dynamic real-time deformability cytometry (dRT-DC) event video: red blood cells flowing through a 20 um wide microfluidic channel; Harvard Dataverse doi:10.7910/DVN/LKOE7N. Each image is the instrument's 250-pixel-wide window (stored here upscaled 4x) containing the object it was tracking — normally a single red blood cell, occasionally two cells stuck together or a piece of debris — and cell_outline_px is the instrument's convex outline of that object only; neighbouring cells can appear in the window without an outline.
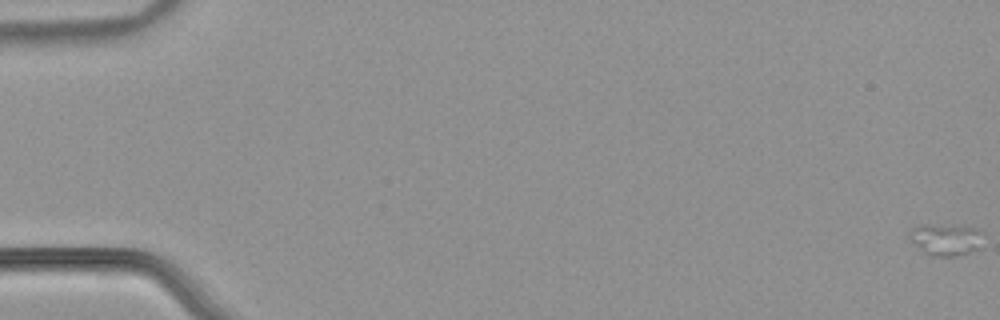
{"species": "common noctule bat (a hibernating species)", "species_latin": "Nyctalus noctula", "temperature_condition": "warm", "stored_images_in_passage": 58, "camera_frame_rate_fps": 3000, "um_per_image_px": 0.085, "animal": {"sex": "male", "body_mass_g": 21.5, "forearm_length_mm": 52.0}, "frame": {"image": 1, "passage_image": 1, "time_ms": 0.0, "image_size_px": [1000, 320], "cell_outline_px": [[984, 232], [980, 248], [956, 256], [932, 256], [924, 252], [908, 240], [908, 236], [912, 228], [976, 228]], "centroid_in_image_um": [80.44, 20.44], "position_along_channel_um": 4.6, "area_um2": 12.72}}